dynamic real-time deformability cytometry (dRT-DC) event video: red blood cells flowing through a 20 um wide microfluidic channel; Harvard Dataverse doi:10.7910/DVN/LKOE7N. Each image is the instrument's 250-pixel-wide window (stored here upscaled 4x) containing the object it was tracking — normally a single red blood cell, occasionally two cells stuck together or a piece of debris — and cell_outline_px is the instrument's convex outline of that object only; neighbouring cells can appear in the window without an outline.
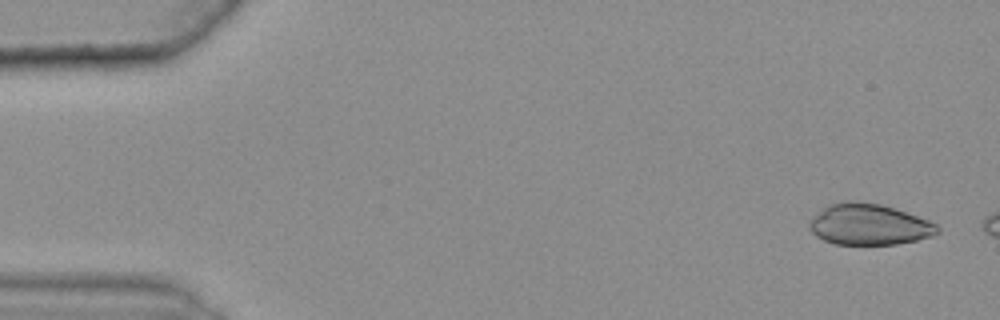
{"species": "common noctule bat (a hibernating species)", "species_latin": "Nyctalus noctula", "temperature_condition": "warm", "stored_images_in_passage": 6, "camera_frame_rate_fps": 3000, "um_per_image_px": 0.085, "animal": {"sex": "female", "body_mass_g": 25.1}, "frame": {"image": 1, "passage_image": 1, "time_ms": 0.0, "image_size_px": [1000, 320], "cell_outline_px": [[940, 232], [932, 236], [916, 240], [896, 244], [836, 244], [824, 240], [816, 236], [808, 228], [808, 220], [824, 208], [832, 204], [848, 200], [880, 204], [928, 220], [936, 224], [940, 228]], "centroid_in_image_um": [73.85, 19.09], "position_along_channel_um": 11.2, "area_um2": 30.35}}